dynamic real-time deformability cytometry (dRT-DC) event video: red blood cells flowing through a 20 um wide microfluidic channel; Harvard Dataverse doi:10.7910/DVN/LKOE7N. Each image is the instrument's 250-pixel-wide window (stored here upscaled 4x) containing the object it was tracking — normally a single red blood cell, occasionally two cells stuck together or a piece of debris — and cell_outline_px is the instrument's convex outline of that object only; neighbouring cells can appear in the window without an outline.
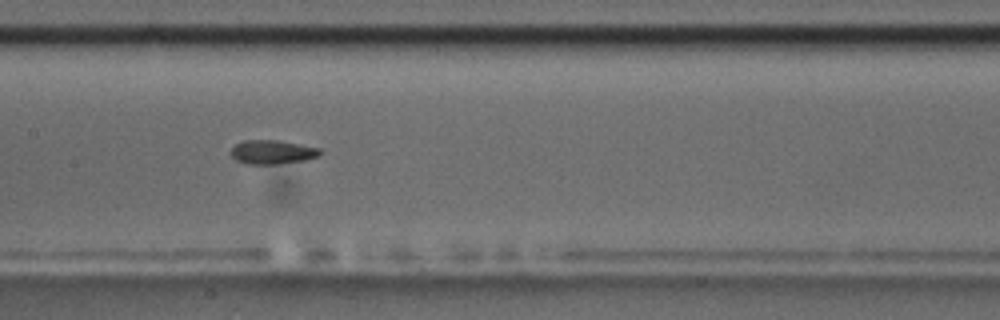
{"species": "common noctule bat (a hibernating species)", "species_latin": "Nyctalus noctula", "temperature_condition": "room temperature", "stored_images_in_passage": 8, "camera_frame_rate_fps": 3000, "um_per_image_px": 0.085, "animal": {"sex": "male", "body_mass_g": 17.5, "forearm_length_mm": 52.3}, "frame": {"image": 1, "passage_image": 7, "time_ms": 7.0, "image_size_px": [1000, 320], "cell_outline_px": [[324, 152], [320, 156], [304, 160], [276, 164], [248, 164], [236, 160], [232, 156], [232, 148], [236, 144], [244, 140], [280, 140], [320, 148]], "centroid_in_image_um": [23.2, 12.92], "position_along_channel_um": 184.2, "area_um2": 12.48}}